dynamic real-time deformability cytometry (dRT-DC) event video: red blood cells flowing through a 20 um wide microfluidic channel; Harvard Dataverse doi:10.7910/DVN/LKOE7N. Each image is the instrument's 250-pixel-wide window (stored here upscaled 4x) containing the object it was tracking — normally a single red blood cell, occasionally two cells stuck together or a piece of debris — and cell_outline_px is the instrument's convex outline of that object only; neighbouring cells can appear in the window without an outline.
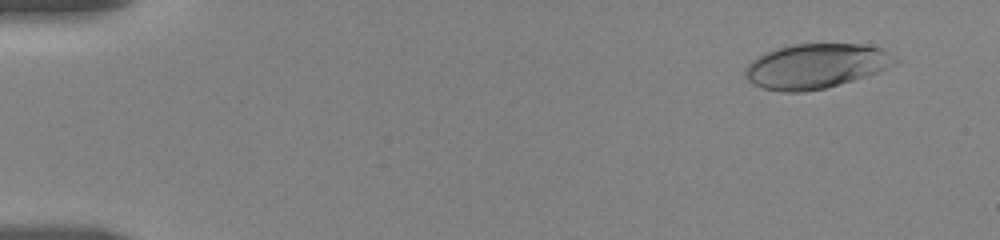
{"species": "human", "species_latin": "Homo sapiens", "temperature_condition": "room temperature", "stored_images_in_passage": 52, "camera_frame_rate_fps": 3000, "um_per_image_px": 0.085, "donor": {"sex": "female"}, "frame": {"image": 1, "passage_image": 1, "time_ms": 0.0, "image_size_px": [1000, 240], "cell_outline_px": [[900, 60], [876, 72], [852, 80], [824, 88], [804, 92], [784, 92], [764, 88], [752, 84], [744, 76], [744, 72], [748, 64], [752, 60], [768, 52], [792, 44], [860, 44], [884, 48], [896, 56]], "centroid_in_image_um": [69.35, 5.61], "position_along_channel_um": 15.7, "area_um2": 38.67}}
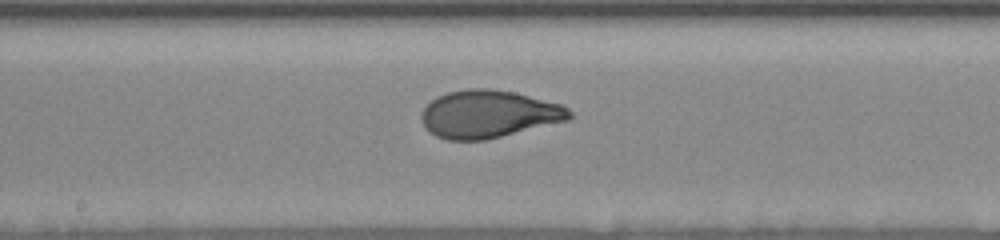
{"frame": {"image": 2, "passage_image": 27, "time_ms": 8.667, "image_size_px": [1000, 240], "cell_outline_px": [[572, 116], [568, 120], [484, 140], [448, 140], [436, 136], [428, 132], [424, 128], [420, 120], [420, 112], [436, 96], [448, 92], [468, 88], [488, 88], [516, 92], [560, 104], [568, 108], [572, 112]], "centroid_in_image_um": [41.48, 9.69], "position_along_channel_um": 206.7, "area_um2": 41.21}}
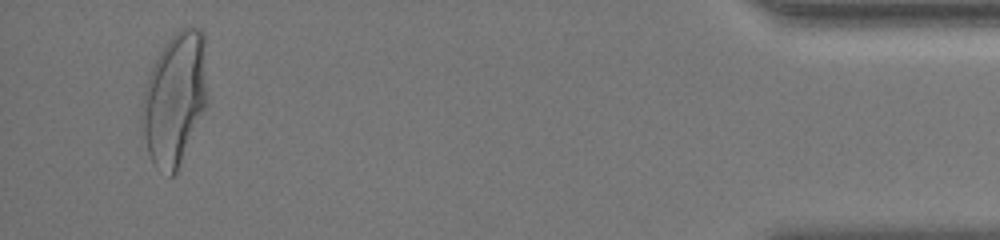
{"frame": {"image": 3, "passage_image": 50, "time_ms": 16.333, "image_size_px": [1000, 240], "cell_outline_px": [[204, 108], [176, 172], [172, 176], [168, 176], [156, 168], [152, 164], [148, 152], [144, 136], [140, 112], [144, 88], [152, 64], [172, 32], [180, 28], [192, 24], [200, 28], [204, 32]], "centroid_in_image_um": [14.79, 8.34], "position_along_channel_um": 420.4, "area_um2": 49.88}, "authors_computed_cell_mechanics": {"area_um2": 40.8935, "velocity_mm_per_s": 3.6473, "shape_relaxation_time_tau1_ms": 5.1609, "shape_relaxation_time_tau2_ms": null, "deformation_change_tau1": 0.2099, "deformation_change_tau2": null}}